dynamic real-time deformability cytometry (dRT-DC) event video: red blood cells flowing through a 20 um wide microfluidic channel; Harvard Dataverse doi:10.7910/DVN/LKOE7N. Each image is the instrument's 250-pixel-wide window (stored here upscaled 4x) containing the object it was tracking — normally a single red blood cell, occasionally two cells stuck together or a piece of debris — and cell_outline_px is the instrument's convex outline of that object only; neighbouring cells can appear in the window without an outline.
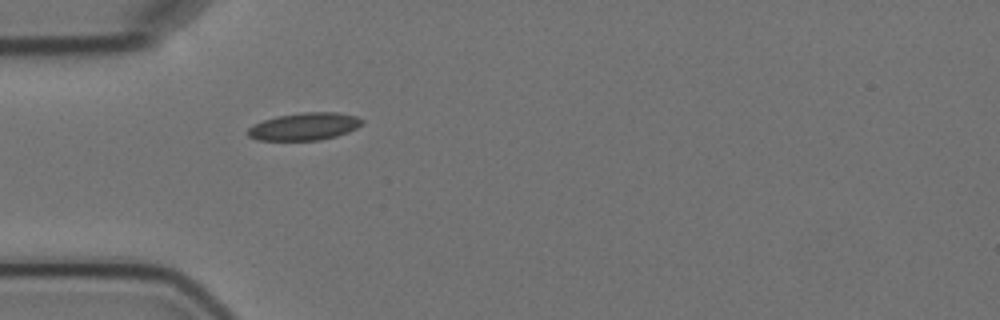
{"species": "Egyptian fruit bat (a non-hibernating species)", "species_latin": "Rousettus aegyptiacus", "temperature_condition": "cold", "stored_images_in_passage": 2, "camera_frame_rate_fps": 3000, "um_per_image_px": 0.085, "animal": {"sex": "female"}, "frame": {"image": 1, "passage_image": 2, "time_ms": 1.333, "image_size_px": [1000, 320], "cell_outline_px": [[364, 124], [348, 132], [336, 136], [320, 140], [260, 140], [248, 136], [248, 128], [264, 120], [276, 116], [304, 112], [336, 112], [356, 116], [364, 120]], "centroid_in_image_um": [25.92, 10.74], "position_along_channel_um": 59.1, "area_um2": 18.21}}